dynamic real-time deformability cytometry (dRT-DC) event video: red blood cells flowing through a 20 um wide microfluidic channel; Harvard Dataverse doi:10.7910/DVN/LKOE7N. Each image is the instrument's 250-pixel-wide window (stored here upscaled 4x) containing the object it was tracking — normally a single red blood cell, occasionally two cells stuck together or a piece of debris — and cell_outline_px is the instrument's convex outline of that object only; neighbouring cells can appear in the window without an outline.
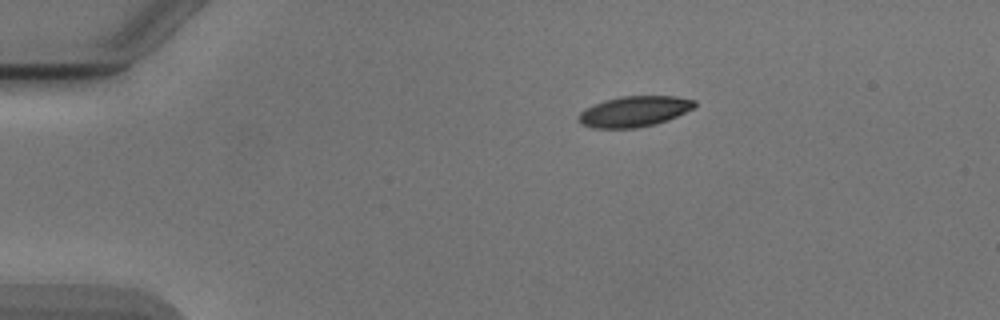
{"species": "Egyptian fruit bat (a non-hibernating species)", "species_latin": "Rousettus aegyptiacus", "temperature_condition": "cold", "stored_images_in_passage": 8, "camera_frame_rate_fps": 3000, "um_per_image_px": 0.085, "animal": {"sex": "male"}, "frame": {"image": 1, "passage_image": 1, "time_ms": 0.0, "image_size_px": [1000, 320], "cell_outline_px": [[696, 104], [692, 108], [668, 120], [656, 124], [636, 128], [592, 128], [580, 124], [576, 120], [580, 112], [592, 104], [604, 100], [620, 96], [676, 96], [696, 100]], "centroid_in_image_um": [53.86, 9.47], "position_along_channel_um": 31.1, "area_um2": 20.87}}